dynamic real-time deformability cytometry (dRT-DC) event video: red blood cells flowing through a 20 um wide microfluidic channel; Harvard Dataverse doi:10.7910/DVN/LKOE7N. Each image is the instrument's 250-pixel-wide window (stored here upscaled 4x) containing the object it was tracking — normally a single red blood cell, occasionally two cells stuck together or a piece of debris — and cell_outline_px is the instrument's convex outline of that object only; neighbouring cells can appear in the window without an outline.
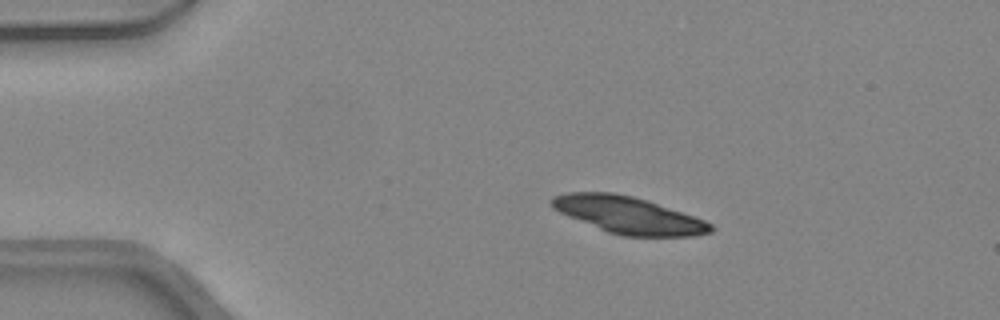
{"species": "common noctule bat (a hibernating species)", "species_latin": "Nyctalus noctula", "temperature_condition": "warm", "stored_images_in_passage": 3, "camera_frame_rate_fps": 3000, "um_per_image_px": 0.085, "animal": {"sex": "female", "body_mass_g": 24.6, "forearm_length_mm": 56.2}, "frame": {"image": 1, "passage_image": 1, "time_ms": 0.0, "image_size_px": [1000, 320], "cell_outline_px": [[716, 228], [712, 232], [692, 236], [624, 236], [608, 232], [568, 216], [552, 208], [552, 196], [568, 192], [612, 192], [632, 196], [704, 220], [712, 224]], "centroid_in_image_um": [53.4, 18.29], "position_along_channel_um": 31.6, "area_um2": 33.64}}